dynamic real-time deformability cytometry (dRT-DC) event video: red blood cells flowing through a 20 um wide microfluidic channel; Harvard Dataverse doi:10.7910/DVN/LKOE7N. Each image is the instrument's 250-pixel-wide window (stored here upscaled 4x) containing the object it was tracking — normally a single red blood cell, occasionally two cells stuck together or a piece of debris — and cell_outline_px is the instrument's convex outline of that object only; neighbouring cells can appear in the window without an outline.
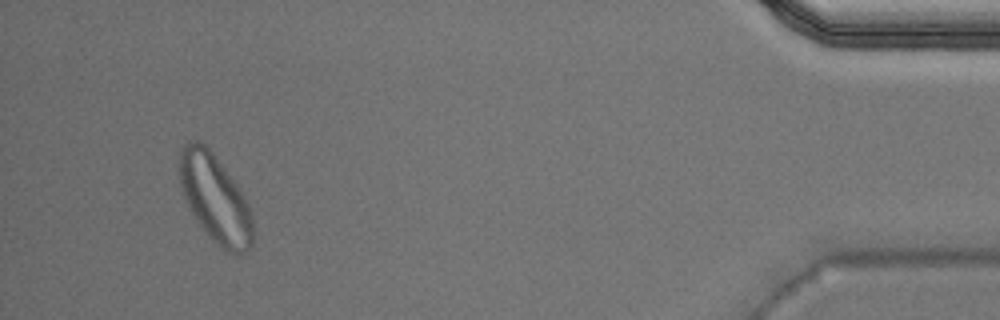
{"species": "Egyptian fruit bat (a non-hibernating species)", "species_latin": "Rousettus aegyptiacus", "temperature_condition": "warm", "stored_images_in_passage": 38, "segment_of_instrument_passage": [2, 2], "camera_frame_rate_fps": 3000, "um_per_image_px": 0.085, "animal": {"sex": "male"}, "frame": {"image": 1, "passage_image": 35, "time_ms": 11.333, "image_size_px": [1000, 320], "cell_outline_px": [[252, 248], [240, 256], [224, 252], [208, 236], [196, 220], [184, 196], [180, 184], [176, 156], [180, 148], [188, 140], [196, 140], [204, 144], [212, 152], [236, 184], [248, 204], [252, 216]], "centroid_in_image_um": [18.25, 16.89], "position_along_channel_um": 417.0, "area_um2": 38.03}}